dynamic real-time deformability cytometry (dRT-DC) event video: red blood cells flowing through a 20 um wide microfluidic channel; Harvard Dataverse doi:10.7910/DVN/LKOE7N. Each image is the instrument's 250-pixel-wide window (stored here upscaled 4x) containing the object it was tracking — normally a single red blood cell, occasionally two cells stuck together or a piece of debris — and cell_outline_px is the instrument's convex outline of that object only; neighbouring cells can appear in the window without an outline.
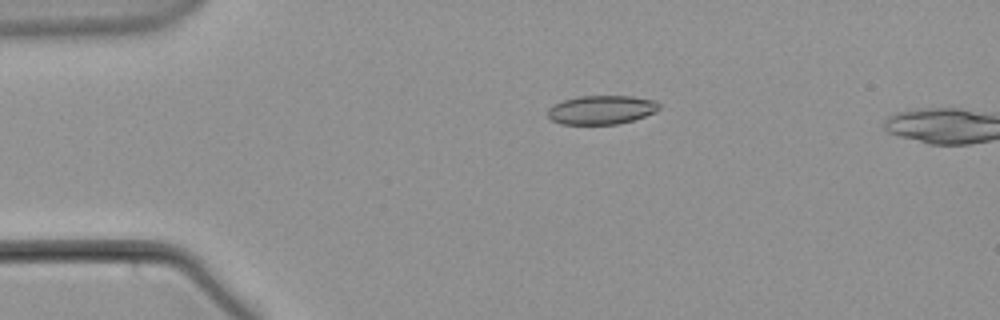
{"species": "common noctule bat (a hibernating species)", "species_latin": "Nyctalus noctula", "temperature_condition": "warm", "stored_images_in_passage": 3, "camera_frame_rate_fps": 3000, "um_per_image_px": 0.085, "animal": {"sex": "male", "body_mass_g": 21.5, "forearm_length_mm": 52.0}, "frame": {"image": 1, "passage_image": 1, "time_ms": 0.0, "image_size_px": [1000, 320], "cell_outline_px": [[660, 108], [656, 112], [632, 120], [616, 124], [560, 124], [552, 120], [548, 116], [548, 108], [552, 104], [564, 100], [580, 96], [632, 96], [656, 100], [660, 104]], "centroid_in_image_um": [51.13, 9.33], "position_along_channel_um": 33.9, "area_um2": 18.79}}